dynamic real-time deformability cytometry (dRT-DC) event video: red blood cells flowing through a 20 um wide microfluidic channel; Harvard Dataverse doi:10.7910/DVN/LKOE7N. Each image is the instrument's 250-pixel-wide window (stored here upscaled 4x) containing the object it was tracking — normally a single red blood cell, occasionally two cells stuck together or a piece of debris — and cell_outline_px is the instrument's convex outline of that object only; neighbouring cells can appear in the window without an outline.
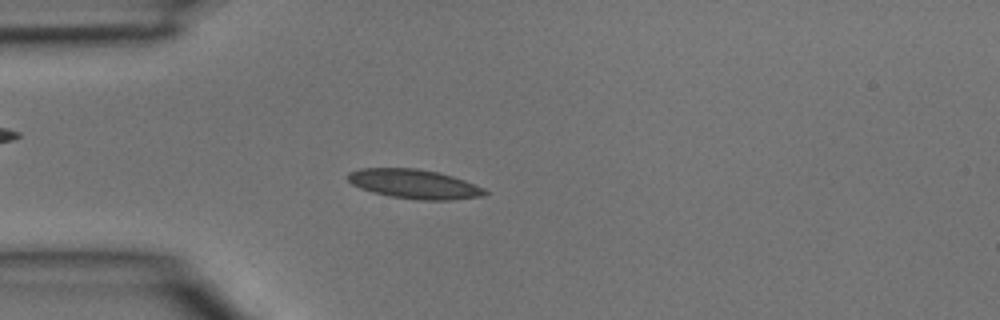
{"species": "common noctule bat (a hibernating species)", "species_latin": "Nyctalus noctula", "temperature_condition": "room temperature", "stored_images_in_passage": 6, "camera_frame_rate_fps": 3000, "um_per_image_px": 0.085, "animal": {"sex": "male", "body_mass_g": 15.6}, "frame": {"image": 1, "passage_image": 5, "time_ms": 1.333, "image_size_px": [1000, 320], "cell_outline_px": [[488, 192], [480, 196], [448, 200], [420, 200], [392, 196], [372, 192], [360, 188], [352, 184], [348, 180], [348, 172], [360, 168], [416, 168], [436, 172], [452, 176], [464, 180], [484, 188]], "centroid_in_image_um": [35.17, 15.63], "position_along_channel_um": 49.8, "area_um2": 23.12}}